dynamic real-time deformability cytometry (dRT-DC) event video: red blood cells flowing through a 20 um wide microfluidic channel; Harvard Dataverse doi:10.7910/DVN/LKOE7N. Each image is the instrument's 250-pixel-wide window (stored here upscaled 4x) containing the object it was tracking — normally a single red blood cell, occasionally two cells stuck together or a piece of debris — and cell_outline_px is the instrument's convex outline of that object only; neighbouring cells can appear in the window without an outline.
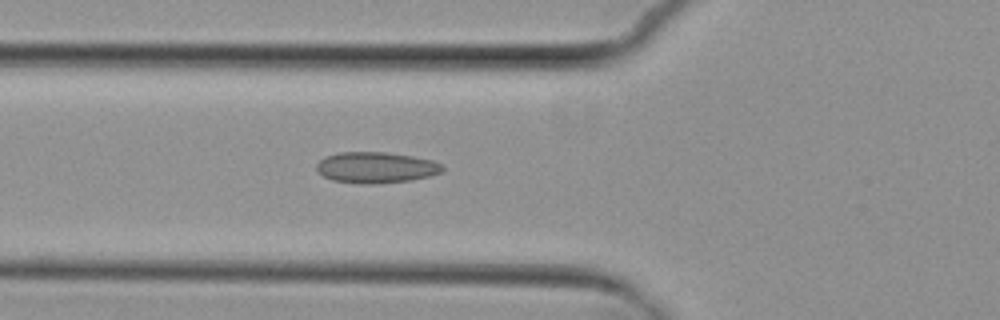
{"species": "common noctule bat (a hibernating species)", "species_latin": "Nyctalus noctula", "temperature_condition": "cold", "stored_images_in_passage": 5, "camera_frame_rate_fps": 3000, "um_per_image_px": 0.085, "animal": {"sex": "female", "body_mass_g": 29.2, "forearm_length_mm": 56.3}, "frame": {"image": 1, "passage_image": 5, "time_ms": 4.667, "image_size_px": [1000, 320], "cell_outline_px": [[444, 172], [432, 176], [412, 180], [380, 184], [360, 184], [332, 180], [324, 176], [316, 168], [316, 164], [324, 156], [340, 152], [384, 152], [412, 156], [432, 160], [440, 164], [444, 168]], "centroid_in_image_um": [31.98, 14.25], "position_along_channel_um": 93.8, "area_um2": 23.0}}